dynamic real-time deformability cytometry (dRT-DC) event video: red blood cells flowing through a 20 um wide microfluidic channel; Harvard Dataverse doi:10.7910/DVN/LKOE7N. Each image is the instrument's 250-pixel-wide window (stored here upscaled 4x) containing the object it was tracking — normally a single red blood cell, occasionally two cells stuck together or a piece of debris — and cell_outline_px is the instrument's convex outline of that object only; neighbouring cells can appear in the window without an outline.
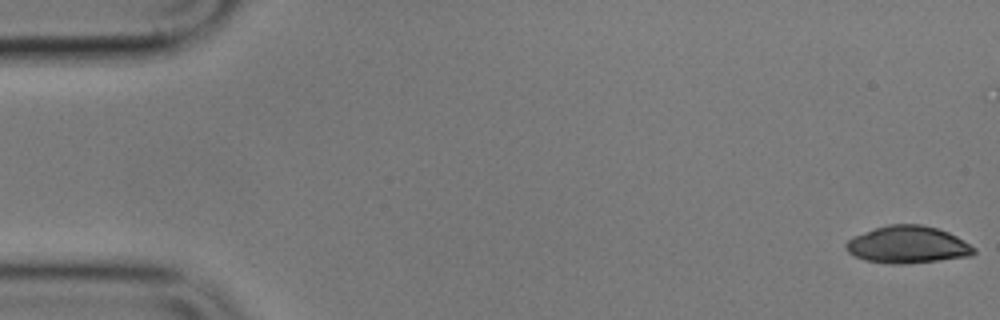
{"species": "common noctule bat (a hibernating species)", "species_latin": "Nyctalus noctula", "temperature_condition": "cold", "stored_images_in_passage": 11, "segment_of_instrument_passage": [1, 2], "camera_frame_rate_fps": 3000, "um_per_image_px": 0.085, "animal": {"sex": "male", "body_mass_g": 17.9}, "frame": {"image": 1, "passage_image": 1, "time_ms": 0.0, "image_size_px": [1000, 320], "cell_outline_px": [[976, 252], [972, 256], [940, 260], [904, 264], [888, 264], [864, 260], [848, 252], [844, 248], [844, 244], [852, 236], [888, 224], [920, 224], [936, 228], [948, 232], [964, 240], [976, 248]], "centroid_in_image_um": [77.15, 20.81], "position_along_channel_um": 7.9, "area_um2": 27.92}}
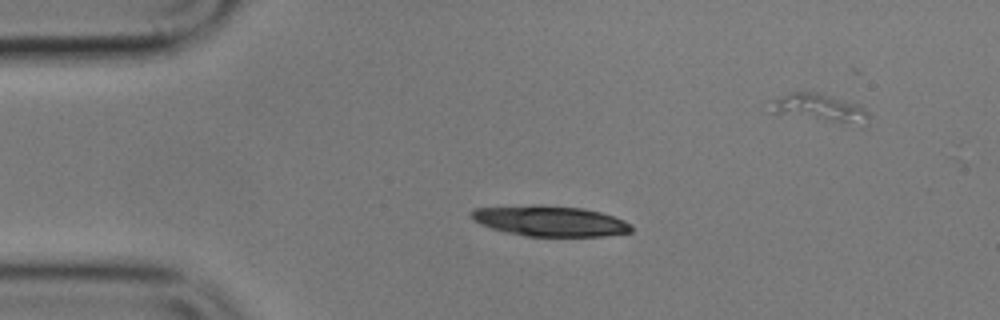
{"frame": {"image": 2, "passage_image": 5, "time_ms": 5.333, "image_size_px": [1000, 320], "cell_outline_px": [[632, 232], [604, 236], [524, 236], [504, 232], [480, 224], [472, 220], [468, 212], [476, 208], [540, 204], [584, 208], [600, 212], [624, 220], [632, 224]], "centroid_in_image_um": [46.73, 18.78], "position_along_channel_um": 38.3, "area_um2": 28.73}}